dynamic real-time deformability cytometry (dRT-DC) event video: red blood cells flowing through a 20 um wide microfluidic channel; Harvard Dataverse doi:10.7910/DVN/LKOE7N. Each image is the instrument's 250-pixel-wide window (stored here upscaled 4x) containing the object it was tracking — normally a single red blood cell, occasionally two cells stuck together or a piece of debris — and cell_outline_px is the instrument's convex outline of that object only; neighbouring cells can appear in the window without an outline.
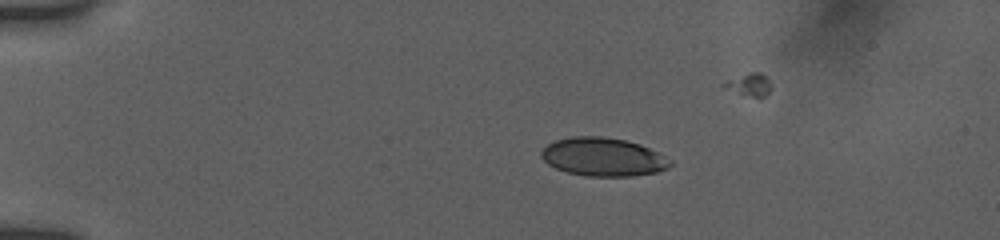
{"species": "human", "species_latin": "Homo sapiens", "temperature_condition": "room temperature", "stored_images_in_passage": 37, "camera_frame_rate_fps": 3000, "um_per_image_px": 0.085, "donor": {"sex": "female"}, "frame": {"image": 1, "passage_image": 1, "time_ms": 0.0, "image_size_px": [1000, 240], "cell_outline_px": [[672, 164], [668, 168], [656, 172], [632, 176], [584, 176], [568, 172], [556, 168], [548, 164], [540, 156], [540, 152], [548, 144], [556, 140], [572, 136], [604, 136], [624, 140], [640, 144], [660, 152], [672, 160]], "centroid_in_image_um": [51.29, 13.33], "position_along_channel_um": 33.7, "area_um2": 29.02}}
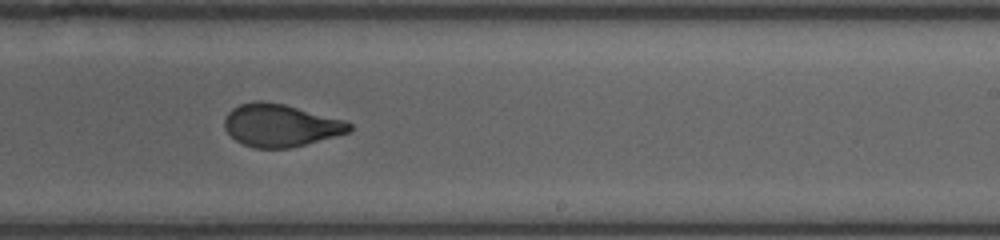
{"frame": {"image": 2, "passage_image": 24, "time_ms": 7.667, "image_size_px": [1000, 240], "cell_outline_px": [[352, 128], [348, 132], [336, 136], [288, 148], [256, 148], [244, 144], [236, 140], [224, 128], [224, 120], [228, 112], [232, 108], [240, 104], [256, 100], [264, 100], [284, 104], [344, 120], [352, 124]], "centroid_in_image_um": [23.82, 10.64], "position_along_channel_um": 265.2, "area_um2": 30.75}}
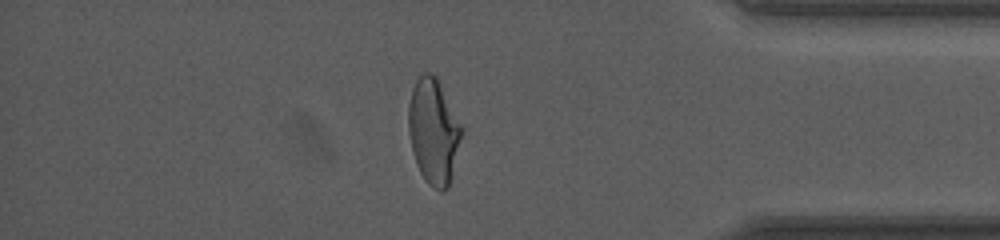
{"frame": {"image": 3, "passage_image": 36, "time_ms": 11.667, "image_size_px": [1000, 240], "cell_outline_px": [[464, 132], [448, 188], [444, 192], [440, 192], [432, 188], [428, 184], [420, 172], [416, 164], [412, 152], [408, 128], [408, 104], [412, 88], [416, 80], [424, 72], [428, 72], [436, 76], [440, 80], [464, 128]], "centroid_in_image_um": [36.87, 11.15], "position_along_channel_um": 398.3, "area_um2": 33.41}}